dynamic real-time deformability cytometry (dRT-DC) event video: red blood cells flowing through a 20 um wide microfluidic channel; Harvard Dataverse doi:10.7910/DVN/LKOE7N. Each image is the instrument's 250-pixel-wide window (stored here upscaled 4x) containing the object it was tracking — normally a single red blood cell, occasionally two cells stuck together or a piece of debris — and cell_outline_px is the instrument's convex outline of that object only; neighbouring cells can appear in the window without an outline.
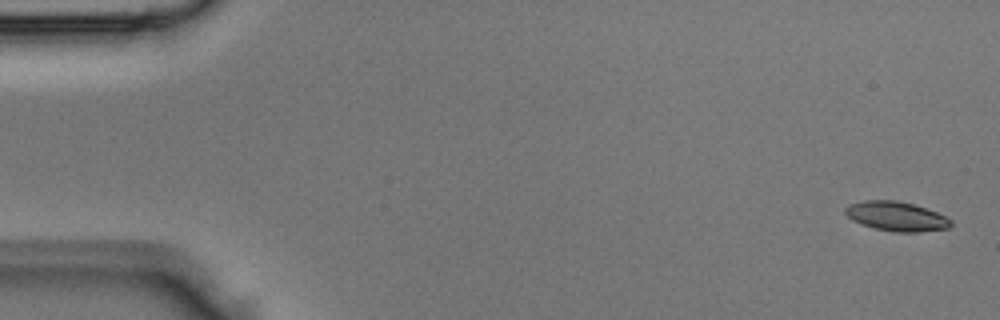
{"species": "Egyptian fruit bat (a non-hibernating species)", "species_latin": "Rousettus aegyptiacus", "temperature_condition": "room temperature", "stored_images_in_passage": 4, "camera_frame_rate_fps": 3000, "um_per_image_px": 0.085, "animal": {"sex": "male"}, "frame": {"image": 1, "passage_image": 1, "time_ms": 0.0, "image_size_px": [1000, 320], "cell_outline_px": [[952, 224], [948, 228], [916, 232], [892, 232], [860, 224], [852, 220], [844, 212], [844, 208], [848, 204], [864, 200], [892, 200], [912, 204], [936, 212], [952, 220]], "centroid_in_image_um": [76.15, 18.39], "position_along_channel_um": 8.9, "area_um2": 17.98}}
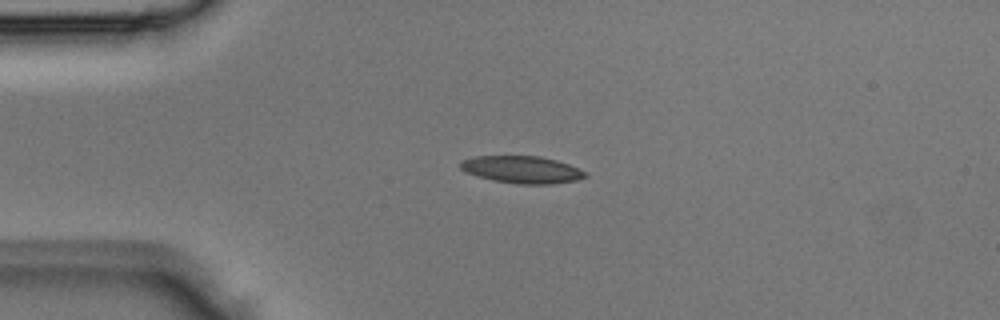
{"frame": {"image": 2, "passage_image": 4, "time_ms": 1.0, "image_size_px": [1000, 320], "cell_outline_px": [[588, 176], [576, 180], [552, 184], [520, 184], [496, 180], [476, 176], [464, 172], [460, 168], [460, 160], [476, 156], [540, 156], [556, 160], [568, 164], [588, 172]], "centroid_in_image_um": [44.36, 14.41], "position_along_channel_um": 40.6, "area_um2": 19.83}}